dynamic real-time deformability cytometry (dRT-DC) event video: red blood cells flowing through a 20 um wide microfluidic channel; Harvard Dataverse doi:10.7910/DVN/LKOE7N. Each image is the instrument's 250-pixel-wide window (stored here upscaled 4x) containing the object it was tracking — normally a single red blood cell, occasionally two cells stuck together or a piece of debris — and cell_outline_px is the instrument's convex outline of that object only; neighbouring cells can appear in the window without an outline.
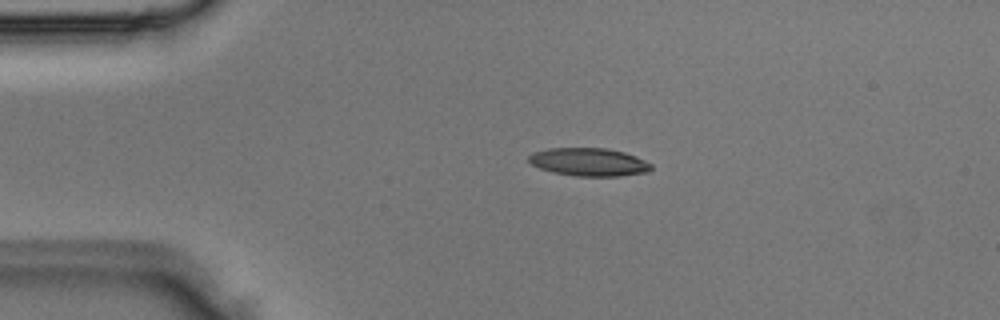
{"species": "Egyptian fruit bat (a non-hibernating species)", "species_latin": "Rousettus aegyptiacus", "temperature_condition": "room temperature", "stored_images_in_passage": 4, "camera_frame_rate_fps": 3000, "um_per_image_px": 0.085, "animal": {"sex": "male"}, "frame": {"image": 1, "passage_image": 2, "time_ms": 0.333, "image_size_px": [1000, 320], "cell_outline_px": [[652, 168], [648, 172], [620, 176], [576, 176], [552, 172], [540, 168], [532, 164], [528, 160], [528, 156], [532, 152], [548, 148], [604, 148], [624, 152], [636, 156], [652, 164]], "centroid_in_image_um": [50.05, 13.77], "position_along_channel_um": 34.9, "area_um2": 20.06}}